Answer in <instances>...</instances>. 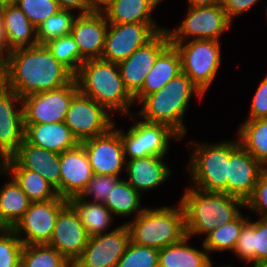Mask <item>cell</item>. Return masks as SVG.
I'll return each mask as SVG.
<instances>
[{
	"mask_svg": "<svg viewBox=\"0 0 267 267\" xmlns=\"http://www.w3.org/2000/svg\"><path fill=\"white\" fill-rule=\"evenodd\" d=\"M74 75L42 44L6 54L2 84L21 98L66 86Z\"/></svg>",
	"mask_w": 267,
	"mask_h": 267,
	"instance_id": "6da1fadb",
	"label": "cell"
},
{
	"mask_svg": "<svg viewBox=\"0 0 267 267\" xmlns=\"http://www.w3.org/2000/svg\"><path fill=\"white\" fill-rule=\"evenodd\" d=\"M179 202L184 209L186 235L190 238L207 236L215 228L235 219L245 207V202L238 197L206 192L193 186L186 188Z\"/></svg>",
	"mask_w": 267,
	"mask_h": 267,
	"instance_id": "7a4b0ae2",
	"label": "cell"
},
{
	"mask_svg": "<svg viewBox=\"0 0 267 267\" xmlns=\"http://www.w3.org/2000/svg\"><path fill=\"white\" fill-rule=\"evenodd\" d=\"M194 93L201 99L204 96L193 81L182 72L161 90L145 96L139 102L141 109L133 115L141 116L144 121L167 125L183 138L187 132L183 116Z\"/></svg>",
	"mask_w": 267,
	"mask_h": 267,
	"instance_id": "3957f363",
	"label": "cell"
},
{
	"mask_svg": "<svg viewBox=\"0 0 267 267\" xmlns=\"http://www.w3.org/2000/svg\"><path fill=\"white\" fill-rule=\"evenodd\" d=\"M79 91L101 104L110 113L118 112L132 118L129 112L134 97L126 89L118 65L103 59H89L74 76ZM132 113V114H131Z\"/></svg>",
	"mask_w": 267,
	"mask_h": 267,
	"instance_id": "277c9868",
	"label": "cell"
},
{
	"mask_svg": "<svg viewBox=\"0 0 267 267\" xmlns=\"http://www.w3.org/2000/svg\"><path fill=\"white\" fill-rule=\"evenodd\" d=\"M145 208L132 221L126 222L130 240L142 246L164 248L178 243L186 236L185 214L182 204Z\"/></svg>",
	"mask_w": 267,
	"mask_h": 267,
	"instance_id": "5b68a950",
	"label": "cell"
},
{
	"mask_svg": "<svg viewBox=\"0 0 267 267\" xmlns=\"http://www.w3.org/2000/svg\"><path fill=\"white\" fill-rule=\"evenodd\" d=\"M191 144L193 151L186 165L192 186L206 192L227 194L228 161L230 154L240 145L238 138L219 143Z\"/></svg>",
	"mask_w": 267,
	"mask_h": 267,
	"instance_id": "8992f818",
	"label": "cell"
},
{
	"mask_svg": "<svg viewBox=\"0 0 267 267\" xmlns=\"http://www.w3.org/2000/svg\"><path fill=\"white\" fill-rule=\"evenodd\" d=\"M180 54L182 72L205 94L221 67L220 41L194 39L170 42Z\"/></svg>",
	"mask_w": 267,
	"mask_h": 267,
	"instance_id": "52a82bcc",
	"label": "cell"
},
{
	"mask_svg": "<svg viewBox=\"0 0 267 267\" xmlns=\"http://www.w3.org/2000/svg\"><path fill=\"white\" fill-rule=\"evenodd\" d=\"M135 123V124H134ZM127 132L120 129L125 159L145 158L148 156L166 157L170 140L182 138L169 126L148 121H136Z\"/></svg>",
	"mask_w": 267,
	"mask_h": 267,
	"instance_id": "ba28073f",
	"label": "cell"
},
{
	"mask_svg": "<svg viewBox=\"0 0 267 267\" xmlns=\"http://www.w3.org/2000/svg\"><path fill=\"white\" fill-rule=\"evenodd\" d=\"M185 19L176 29L168 31L170 42L194 39L220 41L221 35L233 23L221 4L212 6H187Z\"/></svg>",
	"mask_w": 267,
	"mask_h": 267,
	"instance_id": "9c48e42d",
	"label": "cell"
},
{
	"mask_svg": "<svg viewBox=\"0 0 267 267\" xmlns=\"http://www.w3.org/2000/svg\"><path fill=\"white\" fill-rule=\"evenodd\" d=\"M111 113L78 91L72 98L64 123L80 143L108 132L114 124Z\"/></svg>",
	"mask_w": 267,
	"mask_h": 267,
	"instance_id": "30bf717a",
	"label": "cell"
},
{
	"mask_svg": "<svg viewBox=\"0 0 267 267\" xmlns=\"http://www.w3.org/2000/svg\"><path fill=\"white\" fill-rule=\"evenodd\" d=\"M79 91L76 79L61 88L22 98L24 124L63 122L73 96Z\"/></svg>",
	"mask_w": 267,
	"mask_h": 267,
	"instance_id": "8fae6325",
	"label": "cell"
},
{
	"mask_svg": "<svg viewBox=\"0 0 267 267\" xmlns=\"http://www.w3.org/2000/svg\"><path fill=\"white\" fill-rule=\"evenodd\" d=\"M165 29L157 23H109L101 59L119 64Z\"/></svg>",
	"mask_w": 267,
	"mask_h": 267,
	"instance_id": "7c38bea8",
	"label": "cell"
},
{
	"mask_svg": "<svg viewBox=\"0 0 267 267\" xmlns=\"http://www.w3.org/2000/svg\"><path fill=\"white\" fill-rule=\"evenodd\" d=\"M68 203L57 196L47 201L31 202L13 230L24 245L48 244L60 210Z\"/></svg>",
	"mask_w": 267,
	"mask_h": 267,
	"instance_id": "4fadbf2b",
	"label": "cell"
},
{
	"mask_svg": "<svg viewBox=\"0 0 267 267\" xmlns=\"http://www.w3.org/2000/svg\"><path fill=\"white\" fill-rule=\"evenodd\" d=\"M129 242L130 231L123 223L109 232L89 237L75 263L80 267H116Z\"/></svg>",
	"mask_w": 267,
	"mask_h": 267,
	"instance_id": "5bb4252c",
	"label": "cell"
},
{
	"mask_svg": "<svg viewBox=\"0 0 267 267\" xmlns=\"http://www.w3.org/2000/svg\"><path fill=\"white\" fill-rule=\"evenodd\" d=\"M114 126L106 133L80 143L88 156L93 174H119L125 169L126 160L120 137V129Z\"/></svg>",
	"mask_w": 267,
	"mask_h": 267,
	"instance_id": "9a60e30c",
	"label": "cell"
},
{
	"mask_svg": "<svg viewBox=\"0 0 267 267\" xmlns=\"http://www.w3.org/2000/svg\"><path fill=\"white\" fill-rule=\"evenodd\" d=\"M170 44L168 31H160L152 40L134 51L118 65L126 89L134 97L141 89L158 55Z\"/></svg>",
	"mask_w": 267,
	"mask_h": 267,
	"instance_id": "2e32d148",
	"label": "cell"
},
{
	"mask_svg": "<svg viewBox=\"0 0 267 267\" xmlns=\"http://www.w3.org/2000/svg\"><path fill=\"white\" fill-rule=\"evenodd\" d=\"M20 106H17L19 105ZM19 107V108H18ZM22 98L0 85V164L10 158L24 141Z\"/></svg>",
	"mask_w": 267,
	"mask_h": 267,
	"instance_id": "e0dca14e",
	"label": "cell"
},
{
	"mask_svg": "<svg viewBox=\"0 0 267 267\" xmlns=\"http://www.w3.org/2000/svg\"><path fill=\"white\" fill-rule=\"evenodd\" d=\"M89 235L73 207L67 203L59 212L48 245L67 261L75 262L83 253Z\"/></svg>",
	"mask_w": 267,
	"mask_h": 267,
	"instance_id": "ac0fdd59",
	"label": "cell"
},
{
	"mask_svg": "<svg viewBox=\"0 0 267 267\" xmlns=\"http://www.w3.org/2000/svg\"><path fill=\"white\" fill-rule=\"evenodd\" d=\"M1 167H23L42 175L60 196V154L28 143L25 139Z\"/></svg>",
	"mask_w": 267,
	"mask_h": 267,
	"instance_id": "d6986e66",
	"label": "cell"
},
{
	"mask_svg": "<svg viewBox=\"0 0 267 267\" xmlns=\"http://www.w3.org/2000/svg\"><path fill=\"white\" fill-rule=\"evenodd\" d=\"M108 25L100 10L77 15L70 34L80 51V66L86 60L102 57Z\"/></svg>",
	"mask_w": 267,
	"mask_h": 267,
	"instance_id": "ffe728a7",
	"label": "cell"
},
{
	"mask_svg": "<svg viewBox=\"0 0 267 267\" xmlns=\"http://www.w3.org/2000/svg\"><path fill=\"white\" fill-rule=\"evenodd\" d=\"M265 167L239 145L229 156L227 194L244 202L253 194Z\"/></svg>",
	"mask_w": 267,
	"mask_h": 267,
	"instance_id": "44dd1931",
	"label": "cell"
},
{
	"mask_svg": "<svg viewBox=\"0 0 267 267\" xmlns=\"http://www.w3.org/2000/svg\"><path fill=\"white\" fill-rule=\"evenodd\" d=\"M84 147L78 144L75 148L60 154V197L69 199L80 196L93 177Z\"/></svg>",
	"mask_w": 267,
	"mask_h": 267,
	"instance_id": "7402d4cb",
	"label": "cell"
},
{
	"mask_svg": "<svg viewBox=\"0 0 267 267\" xmlns=\"http://www.w3.org/2000/svg\"><path fill=\"white\" fill-rule=\"evenodd\" d=\"M165 157L148 156L126 160L127 182L141 195L169 180L171 169L163 161Z\"/></svg>",
	"mask_w": 267,
	"mask_h": 267,
	"instance_id": "603a6c76",
	"label": "cell"
},
{
	"mask_svg": "<svg viewBox=\"0 0 267 267\" xmlns=\"http://www.w3.org/2000/svg\"><path fill=\"white\" fill-rule=\"evenodd\" d=\"M24 139L37 147L59 154L75 148L79 142L63 122L24 124Z\"/></svg>",
	"mask_w": 267,
	"mask_h": 267,
	"instance_id": "cb8c5ba5",
	"label": "cell"
},
{
	"mask_svg": "<svg viewBox=\"0 0 267 267\" xmlns=\"http://www.w3.org/2000/svg\"><path fill=\"white\" fill-rule=\"evenodd\" d=\"M233 253L247 264L267 263V219H249L240 231Z\"/></svg>",
	"mask_w": 267,
	"mask_h": 267,
	"instance_id": "d4e9b609",
	"label": "cell"
},
{
	"mask_svg": "<svg viewBox=\"0 0 267 267\" xmlns=\"http://www.w3.org/2000/svg\"><path fill=\"white\" fill-rule=\"evenodd\" d=\"M182 73L181 58L171 43L158 55L145 77L142 89L134 96L140 102L145 96L161 90L170 80Z\"/></svg>",
	"mask_w": 267,
	"mask_h": 267,
	"instance_id": "484cf974",
	"label": "cell"
},
{
	"mask_svg": "<svg viewBox=\"0 0 267 267\" xmlns=\"http://www.w3.org/2000/svg\"><path fill=\"white\" fill-rule=\"evenodd\" d=\"M159 0H109L100 11L108 23H156L152 12Z\"/></svg>",
	"mask_w": 267,
	"mask_h": 267,
	"instance_id": "4316f807",
	"label": "cell"
},
{
	"mask_svg": "<svg viewBox=\"0 0 267 267\" xmlns=\"http://www.w3.org/2000/svg\"><path fill=\"white\" fill-rule=\"evenodd\" d=\"M6 34V54L19 48L38 44L36 27L17 5L2 7Z\"/></svg>",
	"mask_w": 267,
	"mask_h": 267,
	"instance_id": "83f0119b",
	"label": "cell"
},
{
	"mask_svg": "<svg viewBox=\"0 0 267 267\" xmlns=\"http://www.w3.org/2000/svg\"><path fill=\"white\" fill-rule=\"evenodd\" d=\"M189 236H185L178 243L159 249V267H208L212 261L208 251L197 249L189 245Z\"/></svg>",
	"mask_w": 267,
	"mask_h": 267,
	"instance_id": "f1b7e54d",
	"label": "cell"
},
{
	"mask_svg": "<svg viewBox=\"0 0 267 267\" xmlns=\"http://www.w3.org/2000/svg\"><path fill=\"white\" fill-rule=\"evenodd\" d=\"M31 201L12 177L0 188V225L13 229L22 219Z\"/></svg>",
	"mask_w": 267,
	"mask_h": 267,
	"instance_id": "f546056e",
	"label": "cell"
},
{
	"mask_svg": "<svg viewBox=\"0 0 267 267\" xmlns=\"http://www.w3.org/2000/svg\"><path fill=\"white\" fill-rule=\"evenodd\" d=\"M67 201L76 211L89 237L106 233L112 225L113 214L103 203L86 201L80 196L71 197Z\"/></svg>",
	"mask_w": 267,
	"mask_h": 267,
	"instance_id": "4dcf8cb0",
	"label": "cell"
},
{
	"mask_svg": "<svg viewBox=\"0 0 267 267\" xmlns=\"http://www.w3.org/2000/svg\"><path fill=\"white\" fill-rule=\"evenodd\" d=\"M9 174L31 202L55 199L56 189L40 174L23 167H1L0 175Z\"/></svg>",
	"mask_w": 267,
	"mask_h": 267,
	"instance_id": "1f68e13d",
	"label": "cell"
},
{
	"mask_svg": "<svg viewBox=\"0 0 267 267\" xmlns=\"http://www.w3.org/2000/svg\"><path fill=\"white\" fill-rule=\"evenodd\" d=\"M236 136L240 145L267 167V118L245 120Z\"/></svg>",
	"mask_w": 267,
	"mask_h": 267,
	"instance_id": "d6a6232c",
	"label": "cell"
},
{
	"mask_svg": "<svg viewBox=\"0 0 267 267\" xmlns=\"http://www.w3.org/2000/svg\"><path fill=\"white\" fill-rule=\"evenodd\" d=\"M104 205L118 217L136 218L146 207H141V194L125 178H120L111 190Z\"/></svg>",
	"mask_w": 267,
	"mask_h": 267,
	"instance_id": "836d02e7",
	"label": "cell"
},
{
	"mask_svg": "<svg viewBox=\"0 0 267 267\" xmlns=\"http://www.w3.org/2000/svg\"><path fill=\"white\" fill-rule=\"evenodd\" d=\"M249 220L240 213L231 222L210 232L203 241L204 248L211 252L234 251L243 225Z\"/></svg>",
	"mask_w": 267,
	"mask_h": 267,
	"instance_id": "e575fe53",
	"label": "cell"
},
{
	"mask_svg": "<svg viewBox=\"0 0 267 267\" xmlns=\"http://www.w3.org/2000/svg\"><path fill=\"white\" fill-rule=\"evenodd\" d=\"M68 263L69 261L48 244L23 246L21 267H67Z\"/></svg>",
	"mask_w": 267,
	"mask_h": 267,
	"instance_id": "d590c367",
	"label": "cell"
},
{
	"mask_svg": "<svg viewBox=\"0 0 267 267\" xmlns=\"http://www.w3.org/2000/svg\"><path fill=\"white\" fill-rule=\"evenodd\" d=\"M77 15L74 11L60 9L50 16L36 28L38 44L45 45L51 40L70 35Z\"/></svg>",
	"mask_w": 267,
	"mask_h": 267,
	"instance_id": "8d00e7d4",
	"label": "cell"
},
{
	"mask_svg": "<svg viewBox=\"0 0 267 267\" xmlns=\"http://www.w3.org/2000/svg\"><path fill=\"white\" fill-rule=\"evenodd\" d=\"M45 46L54 58L74 76L78 73L80 69V51L71 34L51 40Z\"/></svg>",
	"mask_w": 267,
	"mask_h": 267,
	"instance_id": "74e56055",
	"label": "cell"
},
{
	"mask_svg": "<svg viewBox=\"0 0 267 267\" xmlns=\"http://www.w3.org/2000/svg\"><path fill=\"white\" fill-rule=\"evenodd\" d=\"M159 249L142 246L131 240L116 267H159Z\"/></svg>",
	"mask_w": 267,
	"mask_h": 267,
	"instance_id": "f35d334b",
	"label": "cell"
},
{
	"mask_svg": "<svg viewBox=\"0 0 267 267\" xmlns=\"http://www.w3.org/2000/svg\"><path fill=\"white\" fill-rule=\"evenodd\" d=\"M24 244L13 229L0 231V267H20Z\"/></svg>",
	"mask_w": 267,
	"mask_h": 267,
	"instance_id": "ab89813d",
	"label": "cell"
},
{
	"mask_svg": "<svg viewBox=\"0 0 267 267\" xmlns=\"http://www.w3.org/2000/svg\"><path fill=\"white\" fill-rule=\"evenodd\" d=\"M16 5L36 28L60 10L54 0H18Z\"/></svg>",
	"mask_w": 267,
	"mask_h": 267,
	"instance_id": "60d3db41",
	"label": "cell"
},
{
	"mask_svg": "<svg viewBox=\"0 0 267 267\" xmlns=\"http://www.w3.org/2000/svg\"><path fill=\"white\" fill-rule=\"evenodd\" d=\"M119 180L120 179L117 176L94 174L92 179L87 184L85 190L81 193L80 197L86 201H89V198L93 197L91 199L92 202L104 204L111 190Z\"/></svg>",
	"mask_w": 267,
	"mask_h": 267,
	"instance_id": "b9f144b4",
	"label": "cell"
},
{
	"mask_svg": "<svg viewBox=\"0 0 267 267\" xmlns=\"http://www.w3.org/2000/svg\"><path fill=\"white\" fill-rule=\"evenodd\" d=\"M245 208L267 219V168L261 172L253 194L245 201Z\"/></svg>",
	"mask_w": 267,
	"mask_h": 267,
	"instance_id": "7bdbcfd3",
	"label": "cell"
},
{
	"mask_svg": "<svg viewBox=\"0 0 267 267\" xmlns=\"http://www.w3.org/2000/svg\"><path fill=\"white\" fill-rule=\"evenodd\" d=\"M262 118H267V75L264 76L255 91L250 104L249 117L246 120H256Z\"/></svg>",
	"mask_w": 267,
	"mask_h": 267,
	"instance_id": "ee69618b",
	"label": "cell"
},
{
	"mask_svg": "<svg viewBox=\"0 0 267 267\" xmlns=\"http://www.w3.org/2000/svg\"><path fill=\"white\" fill-rule=\"evenodd\" d=\"M258 1L260 0H222L221 6L229 19L233 21L234 17L251 9Z\"/></svg>",
	"mask_w": 267,
	"mask_h": 267,
	"instance_id": "f6af8a7d",
	"label": "cell"
},
{
	"mask_svg": "<svg viewBox=\"0 0 267 267\" xmlns=\"http://www.w3.org/2000/svg\"><path fill=\"white\" fill-rule=\"evenodd\" d=\"M58 3L60 9L79 12L78 14H89L95 9L91 6L89 0H54Z\"/></svg>",
	"mask_w": 267,
	"mask_h": 267,
	"instance_id": "bcb514c9",
	"label": "cell"
},
{
	"mask_svg": "<svg viewBox=\"0 0 267 267\" xmlns=\"http://www.w3.org/2000/svg\"><path fill=\"white\" fill-rule=\"evenodd\" d=\"M6 57V34L4 30V20L2 8L0 7V71H3Z\"/></svg>",
	"mask_w": 267,
	"mask_h": 267,
	"instance_id": "7dc6e473",
	"label": "cell"
},
{
	"mask_svg": "<svg viewBox=\"0 0 267 267\" xmlns=\"http://www.w3.org/2000/svg\"><path fill=\"white\" fill-rule=\"evenodd\" d=\"M222 0H187L188 6H212L221 4Z\"/></svg>",
	"mask_w": 267,
	"mask_h": 267,
	"instance_id": "c3c4849f",
	"label": "cell"
},
{
	"mask_svg": "<svg viewBox=\"0 0 267 267\" xmlns=\"http://www.w3.org/2000/svg\"><path fill=\"white\" fill-rule=\"evenodd\" d=\"M109 0H89L95 10H100Z\"/></svg>",
	"mask_w": 267,
	"mask_h": 267,
	"instance_id": "681fc988",
	"label": "cell"
},
{
	"mask_svg": "<svg viewBox=\"0 0 267 267\" xmlns=\"http://www.w3.org/2000/svg\"><path fill=\"white\" fill-rule=\"evenodd\" d=\"M18 0H0V7L16 5Z\"/></svg>",
	"mask_w": 267,
	"mask_h": 267,
	"instance_id": "f907efd6",
	"label": "cell"
},
{
	"mask_svg": "<svg viewBox=\"0 0 267 267\" xmlns=\"http://www.w3.org/2000/svg\"><path fill=\"white\" fill-rule=\"evenodd\" d=\"M252 267H267V263H255L252 264Z\"/></svg>",
	"mask_w": 267,
	"mask_h": 267,
	"instance_id": "816d5d0a",
	"label": "cell"
},
{
	"mask_svg": "<svg viewBox=\"0 0 267 267\" xmlns=\"http://www.w3.org/2000/svg\"><path fill=\"white\" fill-rule=\"evenodd\" d=\"M67 267H80V266L77 265L75 262H69Z\"/></svg>",
	"mask_w": 267,
	"mask_h": 267,
	"instance_id": "f5cc1de1",
	"label": "cell"
},
{
	"mask_svg": "<svg viewBox=\"0 0 267 267\" xmlns=\"http://www.w3.org/2000/svg\"><path fill=\"white\" fill-rule=\"evenodd\" d=\"M213 262L208 266V267H213ZM221 267H232L231 265H223V266H221Z\"/></svg>",
	"mask_w": 267,
	"mask_h": 267,
	"instance_id": "db71d44e",
	"label": "cell"
},
{
	"mask_svg": "<svg viewBox=\"0 0 267 267\" xmlns=\"http://www.w3.org/2000/svg\"><path fill=\"white\" fill-rule=\"evenodd\" d=\"M2 84V72L0 71V85Z\"/></svg>",
	"mask_w": 267,
	"mask_h": 267,
	"instance_id": "11a10c76",
	"label": "cell"
}]
</instances>
